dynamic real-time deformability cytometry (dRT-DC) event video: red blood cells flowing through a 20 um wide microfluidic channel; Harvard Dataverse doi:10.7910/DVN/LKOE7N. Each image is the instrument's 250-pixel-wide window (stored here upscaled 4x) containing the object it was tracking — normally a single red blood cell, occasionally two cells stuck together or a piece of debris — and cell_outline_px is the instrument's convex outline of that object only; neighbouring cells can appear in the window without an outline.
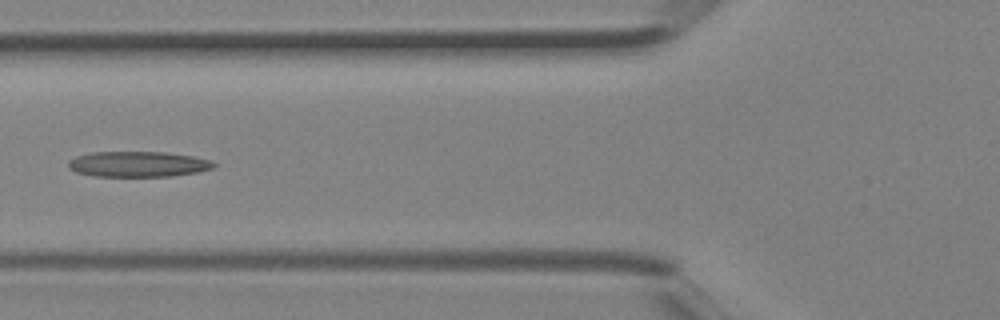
{"species": "Egyptian fruit bat (a non-hibernating species)", "species_latin": "Rousettus aegyptiacus", "temperature_condition": "room temperature", "stored_images_in_passage": 2, "camera_frame_rate_fps": 3000, "um_per_image_px": 0.085, "animal": {"sex": "female"}, "frame": {"image": 1, "passage_image": 2, "time_ms": 0.333, "image_size_px": [1000, 320], "cell_outline_px": [[216, 164], [212, 168], [196, 172], [172, 176], [92, 176], [76, 172], [68, 168], [68, 160], [76, 156], [92, 152], [164, 152], [192, 156], [212, 160]], "centroid_in_image_um": [11.7, 13.95], "position_along_channel_um": 114.1, "area_um2": 21.62}}